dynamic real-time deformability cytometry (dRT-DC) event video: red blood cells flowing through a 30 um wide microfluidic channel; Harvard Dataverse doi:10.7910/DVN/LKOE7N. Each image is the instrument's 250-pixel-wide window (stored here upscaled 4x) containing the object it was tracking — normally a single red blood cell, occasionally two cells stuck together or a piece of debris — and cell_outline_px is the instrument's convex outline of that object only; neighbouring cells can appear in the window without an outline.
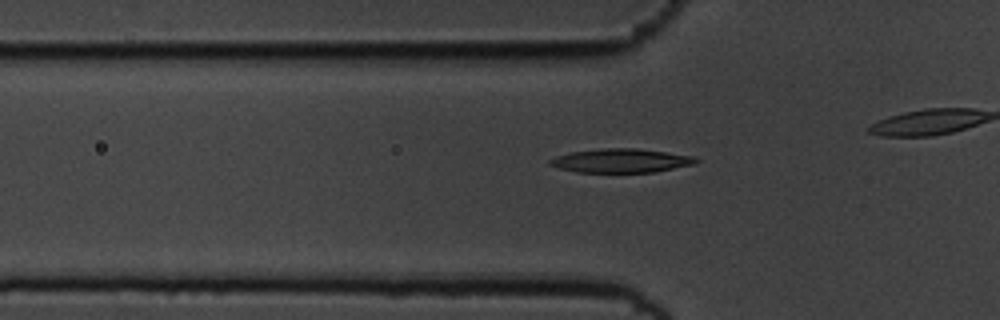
{"species": "common noctule bat (a hibernating species)", "species_latin": "Nyctalus noctula", "temperature_condition": "cold", "stored_images_in_passage": 45, "camera_frame_rate_fps": 3000, "um_per_image_px": 0.085, "animal": {"sex": "male", "body_mass_g": 19.5, "forearm_length_mm": 54.6}, "frame": {"image": 1, "passage_image": 19, "time_ms": 6.0, "image_size_px": [1000, 320], "cell_outline_px": [[700, 160], [696, 164], [652, 172], [576, 172], [560, 168], [548, 164], [548, 160], [556, 156], [572, 152], [604, 148], [636, 148], [696, 156]], "centroid_in_image_um": [52.82, 13.65], "position_along_channel_um": 73.0, "area_um2": 20.29}}
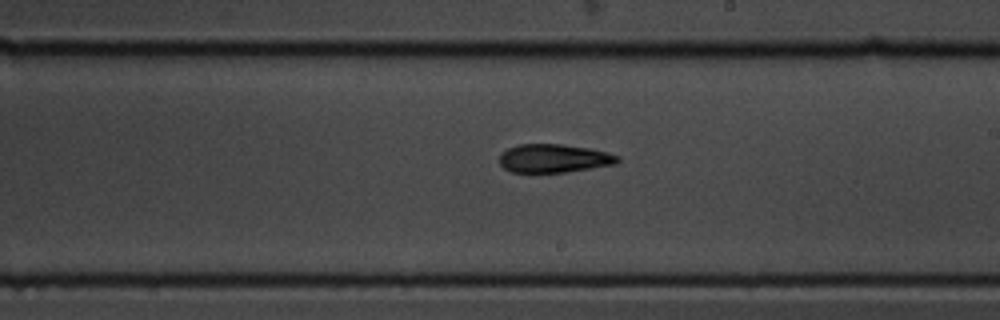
{"frame": {"image": 2, "passage_image": 33, "time_ms": 10.667, "image_size_px": [1000, 320], "cell_outline_px": [[620, 160], [616, 164], [564, 172], [512, 172], [504, 168], [500, 164], [500, 156], [508, 148], [520, 144], [560, 144], [588, 148], [608, 152], [620, 156]], "centroid_in_image_um": [47.11, 13.46], "position_along_channel_um": 241.9, "area_um2": 19.42}}
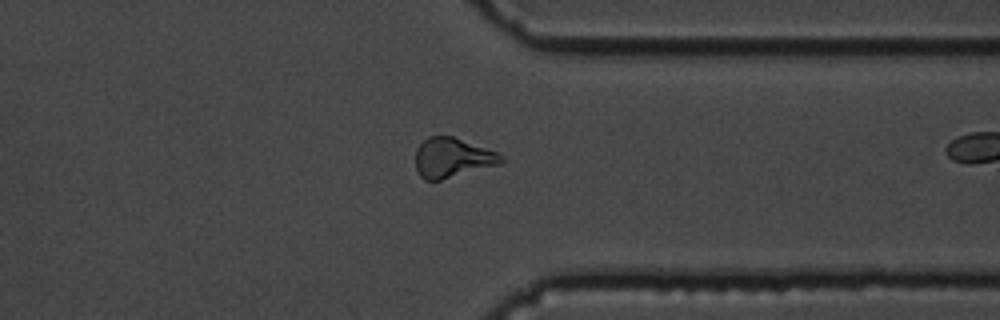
{"frame": {"image": 3, "passage_image": 44, "time_ms": 14.333, "image_size_px": [1000, 320], "cell_outline_px": [[504, 160], [500, 164], [440, 180], [424, 180], [420, 176], [416, 168], [416, 148], [428, 136], [452, 136], [496, 152], [504, 156]], "centroid_in_image_um": [38.43, 13.41], "position_along_channel_um": 373.0, "area_um2": 19.59}}